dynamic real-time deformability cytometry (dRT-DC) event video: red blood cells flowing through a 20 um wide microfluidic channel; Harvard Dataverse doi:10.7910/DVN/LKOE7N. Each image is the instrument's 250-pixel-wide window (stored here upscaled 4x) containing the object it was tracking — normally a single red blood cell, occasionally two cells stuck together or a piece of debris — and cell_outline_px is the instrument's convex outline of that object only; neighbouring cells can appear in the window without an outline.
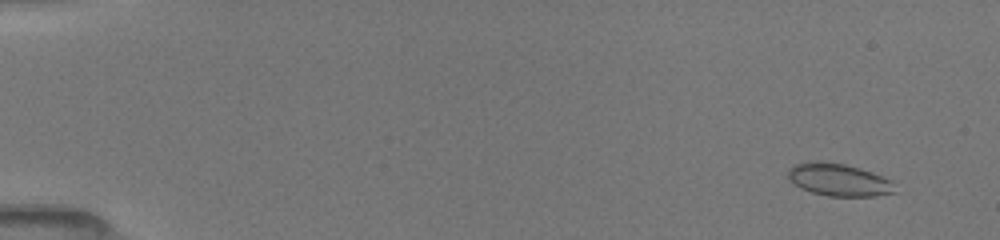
{"species": "common noctule bat (a hibernating species)", "species_latin": "Nyctalus noctula", "temperature_condition": "room temperature", "stored_images_in_passage": 53, "camera_frame_rate_fps": 3000, "um_per_image_px": 0.085, "animal": {"sex": "female", "body_mass_g": 19.5, "forearm_length_mm": 54.1}, "frame": {"image": 1, "passage_image": 4, "time_ms": 1.0, "image_size_px": [1000, 240], "cell_outline_px": [[896, 192], [876, 196], [828, 196], [812, 192], [800, 188], [788, 176], [788, 168], [796, 164], [816, 160], [824, 160], [844, 164], [860, 168], [872, 172], [892, 180]], "centroid_in_image_um": [71.31, 15.27], "position_along_channel_um": 13.7, "area_um2": 20.29}}
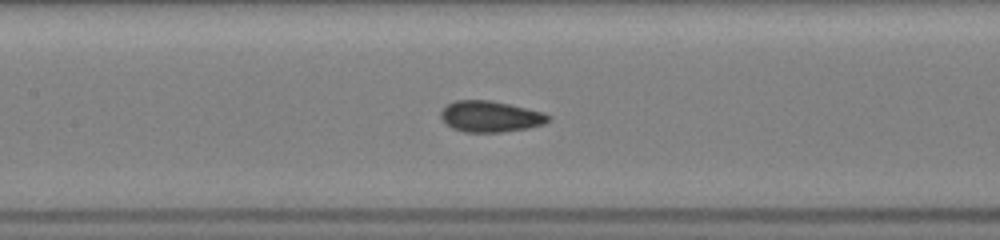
{"frame": {"image": 2, "passage_image": 26, "time_ms": 8.333, "image_size_px": [1000, 240], "cell_outline_px": [[552, 120], [544, 124], [528, 128], [504, 132], [464, 132], [452, 128], [440, 116], [440, 112], [448, 104], [456, 100], [492, 100], [544, 112], [552, 116]], "centroid_in_image_um": [41.74, 9.9], "position_along_channel_um": 165.7, "area_um2": 19.59}}
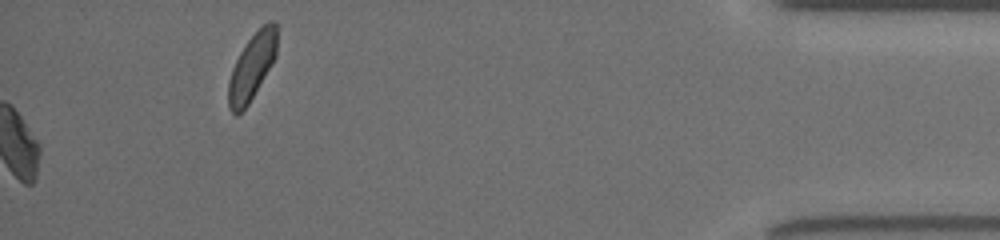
{"frame": {"image": 3, "passage_image": 53, "time_ms": 17.333, "image_size_px": [1000, 240], "cell_outline_px": [[276, 56], [272, 64], [248, 104], [236, 116], [228, 108], [228, 80], [232, 68], [240, 52], [248, 40], [268, 20], [272, 20], [276, 24]], "centroid_in_image_um": [21.39, 5.69], "position_along_channel_um": 413.8, "area_um2": 18.5}, "authors_computed_cell_mechanics": {"area_um2": 19.3052, "velocity_mm_per_s": 4.0156, "shape_relaxation_time_tau1_ms": 5.1425, "shape_relaxation_time_tau2_ms": null, "deformation_change_tau1": 0.1204, "deformation_change_tau2": null}}